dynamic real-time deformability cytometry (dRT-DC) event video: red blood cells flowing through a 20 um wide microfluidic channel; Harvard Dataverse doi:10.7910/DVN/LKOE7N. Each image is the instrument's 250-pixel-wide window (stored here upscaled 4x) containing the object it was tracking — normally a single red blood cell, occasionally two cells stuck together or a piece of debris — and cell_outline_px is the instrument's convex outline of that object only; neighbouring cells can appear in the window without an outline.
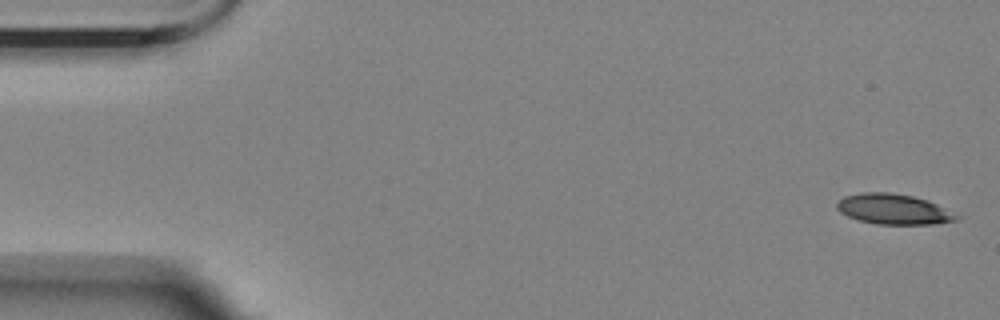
{"species": "Egyptian fruit bat (a non-hibernating species)", "species_latin": "Rousettus aegyptiacus", "temperature_condition": "room temperature", "stored_images_in_passage": 15, "camera_frame_rate_fps": 3000, "um_per_image_px": 0.085, "animal": {"sex": "female"}, "frame": {"image": 1, "passage_image": 1, "time_ms": 0.0, "image_size_px": [1000, 320], "cell_outline_px": [[964, 216], [960, 220], [936, 224], [876, 224], [860, 220], [848, 216], [840, 212], [836, 208], [836, 204], [844, 196], [864, 192], [888, 192], [912, 196], [928, 200]], "centroid_in_image_um": [76.04, 17.79], "position_along_channel_um": 9.0, "area_um2": 21.39}}
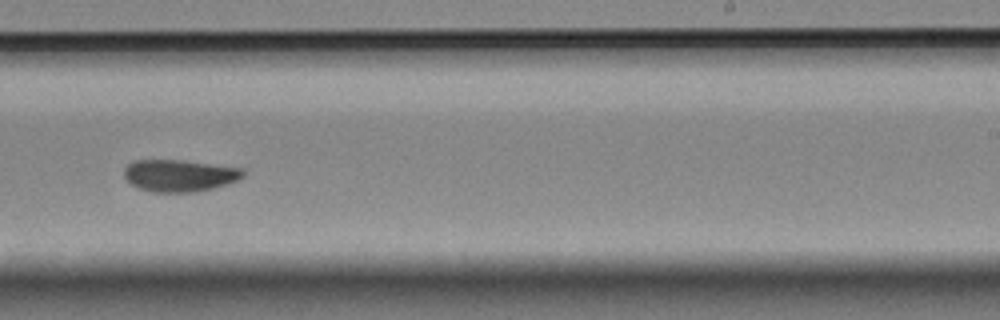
{"frame": {"image": 2, "passage_image": 10, "time_ms": 11.333, "image_size_px": [1000, 320], "cell_outline_px": [[244, 176], [228, 184], [212, 188], [192, 192], [152, 192], [136, 188], [124, 176], [124, 168], [132, 160], [180, 160], [244, 168]], "centroid_in_image_um": [15.24, 14.92], "position_along_channel_um": 273.8, "area_um2": 22.2}}
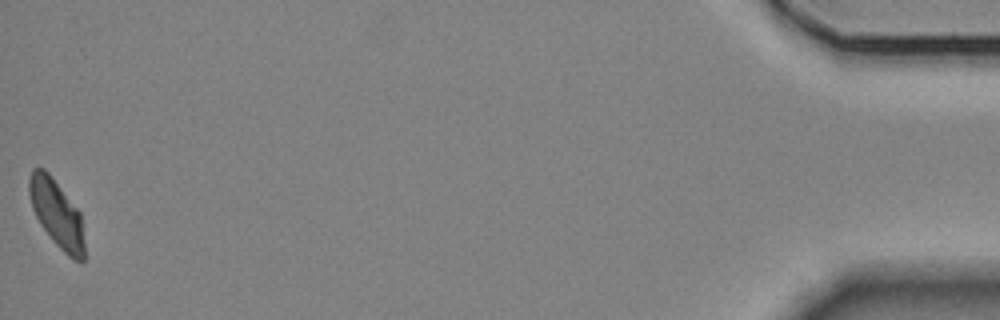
{"frame": {"image": 3, "passage_image": 15, "time_ms": 18.667, "image_size_px": [1000, 320], "cell_outline_px": [[84, 260], [80, 264], [72, 260], [56, 244], [40, 224], [32, 208], [28, 192], [28, 180], [32, 168], [44, 168], [48, 172], [80, 212], [84, 244]], "centroid_in_image_um": [4.81, 18.17], "position_along_channel_um": 430.4, "area_um2": 21.68}, "authors_computed_cell_mechanics": {"area_um2": 21.5594, "velocity_mm_per_s": 3.3817, "shape_relaxation_time_tau1_ms": 1.7499, "shape_relaxation_time_tau2_ms": null, "deformation_change_tau1": 0.0166, "deformation_change_tau2": null}}